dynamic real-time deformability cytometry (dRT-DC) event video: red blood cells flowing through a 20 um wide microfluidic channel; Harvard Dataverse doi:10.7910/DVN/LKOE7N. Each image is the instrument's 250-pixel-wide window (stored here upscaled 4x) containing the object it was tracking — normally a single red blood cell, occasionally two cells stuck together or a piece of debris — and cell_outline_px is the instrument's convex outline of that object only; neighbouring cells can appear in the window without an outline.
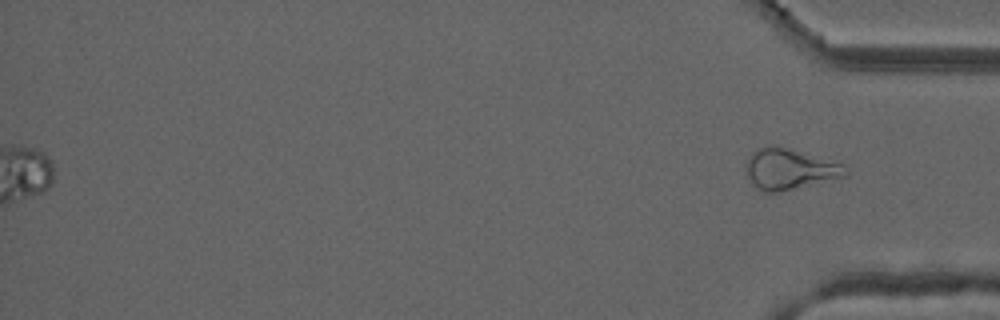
{"species": "common noctule bat (a hibernating species)", "species_latin": "Nyctalus noctula", "temperature_condition": "cold", "stored_images_in_passage": 54, "segment_of_instrument_passage": [2, 2], "camera_frame_rate_fps": 3000, "um_per_image_px": 0.085, "animal": {"sex": "male", "forearm_length_mm": 52.5}, "frame": {"image": 1, "passage_image": 54, "time_ms": 17.667, "image_size_px": [1000, 320], "cell_outline_px": [[848, 176], [780, 192], [764, 192], [748, 176], [744, 164], [748, 156], [752, 152], [760, 148], [784, 148], [848, 164]], "centroid_in_image_um": [67.19, 14.4], "position_along_channel_um": 368.0, "area_um2": 23.24}}